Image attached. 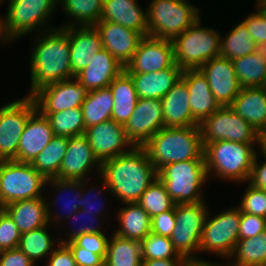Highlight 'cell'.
I'll return each mask as SVG.
<instances>
[{
	"instance_id": "cell-1",
	"label": "cell",
	"mask_w": 266,
	"mask_h": 266,
	"mask_svg": "<svg viewBox=\"0 0 266 266\" xmlns=\"http://www.w3.org/2000/svg\"><path fill=\"white\" fill-rule=\"evenodd\" d=\"M103 189L110 191L123 203L138 202L141 195L158 178V171L143 147L101 163Z\"/></svg>"
},
{
	"instance_id": "cell-2",
	"label": "cell",
	"mask_w": 266,
	"mask_h": 266,
	"mask_svg": "<svg viewBox=\"0 0 266 266\" xmlns=\"http://www.w3.org/2000/svg\"><path fill=\"white\" fill-rule=\"evenodd\" d=\"M42 31L31 53V87L28 96L43 86L75 77L70 60L69 27L59 26Z\"/></svg>"
},
{
	"instance_id": "cell-3",
	"label": "cell",
	"mask_w": 266,
	"mask_h": 266,
	"mask_svg": "<svg viewBox=\"0 0 266 266\" xmlns=\"http://www.w3.org/2000/svg\"><path fill=\"white\" fill-rule=\"evenodd\" d=\"M143 148L157 171L170 163L204 159L199 125L163 127L151 137Z\"/></svg>"
},
{
	"instance_id": "cell-4",
	"label": "cell",
	"mask_w": 266,
	"mask_h": 266,
	"mask_svg": "<svg viewBox=\"0 0 266 266\" xmlns=\"http://www.w3.org/2000/svg\"><path fill=\"white\" fill-rule=\"evenodd\" d=\"M207 175L214 172L221 180H249L256 151L253 144L219 140L204 146Z\"/></svg>"
},
{
	"instance_id": "cell-5",
	"label": "cell",
	"mask_w": 266,
	"mask_h": 266,
	"mask_svg": "<svg viewBox=\"0 0 266 266\" xmlns=\"http://www.w3.org/2000/svg\"><path fill=\"white\" fill-rule=\"evenodd\" d=\"M158 178L175 204L205 201L201 189L209 178L205 159L167 164L158 171Z\"/></svg>"
},
{
	"instance_id": "cell-6",
	"label": "cell",
	"mask_w": 266,
	"mask_h": 266,
	"mask_svg": "<svg viewBox=\"0 0 266 266\" xmlns=\"http://www.w3.org/2000/svg\"><path fill=\"white\" fill-rule=\"evenodd\" d=\"M200 18L173 39L174 62L182 69H199L212 58L220 56L221 35L213 28H204Z\"/></svg>"
},
{
	"instance_id": "cell-7",
	"label": "cell",
	"mask_w": 266,
	"mask_h": 266,
	"mask_svg": "<svg viewBox=\"0 0 266 266\" xmlns=\"http://www.w3.org/2000/svg\"><path fill=\"white\" fill-rule=\"evenodd\" d=\"M148 36L172 41L200 17L185 0H151L147 8Z\"/></svg>"
},
{
	"instance_id": "cell-8",
	"label": "cell",
	"mask_w": 266,
	"mask_h": 266,
	"mask_svg": "<svg viewBox=\"0 0 266 266\" xmlns=\"http://www.w3.org/2000/svg\"><path fill=\"white\" fill-rule=\"evenodd\" d=\"M47 179L31 163L0 161V207L19 200L43 197Z\"/></svg>"
},
{
	"instance_id": "cell-9",
	"label": "cell",
	"mask_w": 266,
	"mask_h": 266,
	"mask_svg": "<svg viewBox=\"0 0 266 266\" xmlns=\"http://www.w3.org/2000/svg\"><path fill=\"white\" fill-rule=\"evenodd\" d=\"M59 0H9L7 15L1 19L4 41L9 42L40 29L51 17ZM48 18V19H47Z\"/></svg>"
},
{
	"instance_id": "cell-10",
	"label": "cell",
	"mask_w": 266,
	"mask_h": 266,
	"mask_svg": "<svg viewBox=\"0 0 266 266\" xmlns=\"http://www.w3.org/2000/svg\"><path fill=\"white\" fill-rule=\"evenodd\" d=\"M209 213L205 201L175 205V227L171 242L178 254L186 260H200L193 255L199 252V243Z\"/></svg>"
},
{
	"instance_id": "cell-11",
	"label": "cell",
	"mask_w": 266,
	"mask_h": 266,
	"mask_svg": "<svg viewBox=\"0 0 266 266\" xmlns=\"http://www.w3.org/2000/svg\"><path fill=\"white\" fill-rule=\"evenodd\" d=\"M232 208L226 209L214 217L207 214L199 243V252L217 253L226 257L225 259H231L239 240L241 220L240 208Z\"/></svg>"
},
{
	"instance_id": "cell-12",
	"label": "cell",
	"mask_w": 266,
	"mask_h": 266,
	"mask_svg": "<svg viewBox=\"0 0 266 266\" xmlns=\"http://www.w3.org/2000/svg\"><path fill=\"white\" fill-rule=\"evenodd\" d=\"M199 127L203 147L219 140L256 144L258 131L230 106L220 107L207 117Z\"/></svg>"
},
{
	"instance_id": "cell-13",
	"label": "cell",
	"mask_w": 266,
	"mask_h": 266,
	"mask_svg": "<svg viewBox=\"0 0 266 266\" xmlns=\"http://www.w3.org/2000/svg\"><path fill=\"white\" fill-rule=\"evenodd\" d=\"M36 110V102L28 95L0 108V161L16 158L21 134Z\"/></svg>"
},
{
	"instance_id": "cell-14",
	"label": "cell",
	"mask_w": 266,
	"mask_h": 266,
	"mask_svg": "<svg viewBox=\"0 0 266 266\" xmlns=\"http://www.w3.org/2000/svg\"><path fill=\"white\" fill-rule=\"evenodd\" d=\"M88 92L74 77L43 86L32 97L41 113H55L82 107Z\"/></svg>"
},
{
	"instance_id": "cell-15",
	"label": "cell",
	"mask_w": 266,
	"mask_h": 266,
	"mask_svg": "<svg viewBox=\"0 0 266 266\" xmlns=\"http://www.w3.org/2000/svg\"><path fill=\"white\" fill-rule=\"evenodd\" d=\"M163 127L162 100L148 98L138 99L124 126L127 138L134 147H143Z\"/></svg>"
},
{
	"instance_id": "cell-16",
	"label": "cell",
	"mask_w": 266,
	"mask_h": 266,
	"mask_svg": "<svg viewBox=\"0 0 266 266\" xmlns=\"http://www.w3.org/2000/svg\"><path fill=\"white\" fill-rule=\"evenodd\" d=\"M174 63L172 42L147 35L124 70L128 74L150 73L164 70Z\"/></svg>"
},
{
	"instance_id": "cell-17",
	"label": "cell",
	"mask_w": 266,
	"mask_h": 266,
	"mask_svg": "<svg viewBox=\"0 0 266 266\" xmlns=\"http://www.w3.org/2000/svg\"><path fill=\"white\" fill-rule=\"evenodd\" d=\"M85 135L100 163L127 153L134 147L127 138L124 125L112 119L88 127Z\"/></svg>"
},
{
	"instance_id": "cell-18",
	"label": "cell",
	"mask_w": 266,
	"mask_h": 266,
	"mask_svg": "<svg viewBox=\"0 0 266 266\" xmlns=\"http://www.w3.org/2000/svg\"><path fill=\"white\" fill-rule=\"evenodd\" d=\"M93 166L98 169L100 175L101 163L94 155L87 136H73L68 138L66 153L55 178L83 181Z\"/></svg>"
},
{
	"instance_id": "cell-19",
	"label": "cell",
	"mask_w": 266,
	"mask_h": 266,
	"mask_svg": "<svg viewBox=\"0 0 266 266\" xmlns=\"http://www.w3.org/2000/svg\"><path fill=\"white\" fill-rule=\"evenodd\" d=\"M208 80L209 87L221 107L230 106L242 89L232 60L212 58L199 68Z\"/></svg>"
},
{
	"instance_id": "cell-20",
	"label": "cell",
	"mask_w": 266,
	"mask_h": 266,
	"mask_svg": "<svg viewBox=\"0 0 266 266\" xmlns=\"http://www.w3.org/2000/svg\"><path fill=\"white\" fill-rule=\"evenodd\" d=\"M94 27L101 35L103 48L124 67L131 61L144 37L137 31L109 21H99Z\"/></svg>"
},
{
	"instance_id": "cell-21",
	"label": "cell",
	"mask_w": 266,
	"mask_h": 266,
	"mask_svg": "<svg viewBox=\"0 0 266 266\" xmlns=\"http://www.w3.org/2000/svg\"><path fill=\"white\" fill-rule=\"evenodd\" d=\"M47 197H38L28 200H19L3 207L21 233L48 226L50 222L61 220L58 214H52L51 207L46 201ZM54 215V216H53ZM56 215V216H55Z\"/></svg>"
},
{
	"instance_id": "cell-22",
	"label": "cell",
	"mask_w": 266,
	"mask_h": 266,
	"mask_svg": "<svg viewBox=\"0 0 266 266\" xmlns=\"http://www.w3.org/2000/svg\"><path fill=\"white\" fill-rule=\"evenodd\" d=\"M54 133L46 116L38 109L29 117L21 134L17 156L14 161L32 163L49 144Z\"/></svg>"
},
{
	"instance_id": "cell-23",
	"label": "cell",
	"mask_w": 266,
	"mask_h": 266,
	"mask_svg": "<svg viewBox=\"0 0 266 266\" xmlns=\"http://www.w3.org/2000/svg\"><path fill=\"white\" fill-rule=\"evenodd\" d=\"M181 79L189 92V104L193 120L200 125L221 106L213 95L206 76L200 69L183 70Z\"/></svg>"
},
{
	"instance_id": "cell-24",
	"label": "cell",
	"mask_w": 266,
	"mask_h": 266,
	"mask_svg": "<svg viewBox=\"0 0 266 266\" xmlns=\"http://www.w3.org/2000/svg\"><path fill=\"white\" fill-rule=\"evenodd\" d=\"M92 56L89 65L78 72L75 78L88 91L109 87L125 67L104 48Z\"/></svg>"
},
{
	"instance_id": "cell-25",
	"label": "cell",
	"mask_w": 266,
	"mask_h": 266,
	"mask_svg": "<svg viewBox=\"0 0 266 266\" xmlns=\"http://www.w3.org/2000/svg\"><path fill=\"white\" fill-rule=\"evenodd\" d=\"M100 21L120 24L143 36L148 35L147 11L141 9L137 0H103Z\"/></svg>"
},
{
	"instance_id": "cell-26",
	"label": "cell",
	"mask_w": 266,
	"mask_h": 266,
	"mask_svg": "<svg viewBox=\"0 0 266 266\" xmlns=\"http://www.w3.org/2000/svg\"><path fill=\"white\" fill-rule=\"evenodd\" d=\"M69 41L74 75L89 65L93 54L103 49L101 35L94 26L69 27Z\"/></svg>"
},
{
	"instance_id": "cell-27",
	"label": "cell",
	"mask_w": 266,
	"mask_h": 266,
	"mask_svg": "<svg viewBox=\"0 0 266 266\" xmlns=\"http://www.w3.org/2000/svg\"><path fill=\"white\" fill-rule=\"evenodd\" d=\"M183 70L174 63L164 70L129 74L139 99H162L181 80Z\"/></svg>"
},
{
	"instance_id": "cell-28",
	"label": "cell",
	"mask_w": 266,
	"mask_h": 266,
	"mask_svg": "<svg viewBox=\"0 0 266 266\" xmlns=\"http://www.w3.org/2000/svg\"><path fill=\"white\" fill-rule=\"evenodd\" d=\"M230 108L255 130H266V87L242 88Z\"/></svg>"
},
{
	"instance_id": "cell-29",
	"label": "cell",
	"mask_w": 266,
	"mask_h": 266,
	"mask_svg": "<svg viewBox=\"0 0 266 266\" xmlns=\"http://www.w3.org/2000/svg\"><path fill=\"white\" fill-rule=\"evenodd\" d=\"M189 92L181 79L161 99L164 127H189L198 125L192 118Z\"/></svg>"
},
{
	"instance_id": "cell-30",
	"label": "cell",
	"mask_w": 266,
	"mask_h": 266,
	"mask_svg": "<svg viewBox=\"0 0 266 266\" xmlns=\"http://www.w3.org/2000/svg\"><path fill=\"white\" fill-rule=\"evenodd\" d=\"M114 105L112 120L124 125L128 122L138 102V95L131 76L123 70L109 85Z\"/></svg>"
},
{
	"instance_id": "cell-31",
	"label": "cell",
	"mask_w": 266,
	"mask_h": 266,
	"mask_svg": "<svg viewBox=\"0 0 266 266\" xmlns=\"http://www.w3.org/2000/svg\"><path fill=\"white\" fill-rule=\"evenodd\" d=\"M125 205L118 211L120 227L114 234L141 242L151 233V217L137 202Z\"/></svg>"
},
{
	"instance_id": "cell-32",
	"label": "cell",
	"mask_w": 266,
	"mask_h": 266,
	"mask_svg": "<svg viewBox=\"0 0 266 266\" xmlns=\"http://www.w3.org/2000/svg\"><path fill=\"white\" fill-rule=\"evenodd\" d=\"M114 99L109 87L89 91L82 103L84 125H93L112 119Z\"/></svg>"
},
{
	"instance_id": "cell-33",
	"label": "cell",
	"mask_w": 266,
	"mask_h": 266,
	"mask_svg": "<svg viewBox=\"0 0 266 266\" xmlns=\"http://www.w3.org/2000/svg\"><path fill=\"white\" fill-rule=\"evenodd\" d=\"M104 266H142L141 242L113 234L108 241Z\"/></svg>"
},
{
	"instance_id": "cell-34",
	"label": "cell",
	"mask_w": 266,
	"mask_h": 266,
	"mask_svg": "<svg viewBox=\"0 0 266 266\" xmlns=\"http://www.w3.org/2000/svg\"><path fill=\"white\" fill-rule=\"evenodd\" d=\"M68 145V138L54 135L49 144L36 156L31 165L46 179L55 178Z\"/></svg>"
},
{
	"instance_id": "cell-35",
	"label": "cell",
	"mask_w": 266,
	"mask_h": 266,
	"mask_svg": "<svg viewBox=\"0 0 266 266\" xmlns=\"http://www.w3.org/2000/svg\"><path fill=\"white\" fill-rule=\"evenodd\" d=\"M237 79L245 87H266V60L255 52L232 60Z\"/></svg>"
},
{
	"instance_id": "cell-36",
	"label": "cell",
	"mask_w": 266,
	"mask_h": 266,
	"mask_svg": "<svg viewBox=\"0 0 266 266\" xmlns=\"http://www.w3.org/2000/svg\"><path fill=\"white\" fill-rule=\"evenodd\" d=\"M227 266H266V231L251 238L239 239Z\"/></svg>"
},
{
	"instance_id": "cell-37",
	"label": "cell",
	"mask_w": 266,
	"mask_h": 266,
	"mask_svg": "<svg viewBox=\"0 0 266 266\" xmlns=\"http://www.w3.org/2000/svg\"><path fill=\"white\" fill-rule=\"evenodd\" d=\"M64 11L70 15V22L61 27L95 26L100 21L103 0H59Z\"/></svg>"
},
{
	"instance_id": "cell-38",
	"label": "cell",
	"mask_w": 266,
	"mask_h": 266,
	"mask_svg": "<svg viewBox=\"0 0 266 266\" xmlns=\"http://www.w3.org/2000/svg\"><path fill=\"white\" fill-rule=\"evenodd\" d=\"M256 43L248 33L246 25L240 22L220 39V57L234 60L255 52Z\"/></svg>"
},
{
	"instance_id": "cell-39",
	"label": "cell",
	"mask_w": 266,
	"mask_h": 266,
	"mask_svg": "<svg viewBox=\"0 0 266 266\" xmlns=\"http://www.w3.org/2000/svg\"><path fill=\"white\" fill-rule=\"evenodd\" d=\"M47 227L48 226H43L21 233L18 248L23 251L33 263H36L38 259L40 260L50 255L56 249V246L54 247L56 240L48 233Z\"/></svg>"
},
{
	"instance_id": "cell-40",
	"label": "cell",
	"mask_w": 266,
	"mask_h": 266,
	"mask_svg": "<svg viewBox=\"0 0 266 266\" xmlns=\"http://www.w3.org/2000/svg\"><path fill=\"white\" fill-rule=\"evenodd\" d=\"M42 114L48 118L54 135L70 138L86 132L82 107Z\"/></svg>"
},
{
	"instance_id": "cell-41",
	"label": "cell",
	"mask_w": 266,
	"mask_h": 266,
	"mask_svg": "<svg viewBox=\"0 0 266 266\" xmlns=\"http://www.w3.org/2000/svg\"><path fill=\"white\" fill-rule=\"evenodd\" d=\"M137 203L151 218L157 214L173 209L176 205L159 178L147 188Z\"/></svg>"
},
{
	"instance_id": "cell-42",
	"label": "cell",
	"mask_w": 266,
	"mask_h": 266,
	"mask_svg": "<svg viewBox=\"0 0 266 266\" xmlns=\"http://www.w3.org/2000/svg\"><path fill=\"white\" fill-rule=\"evenodd\" d=\"M141 257L142 260L185 259L175 250L169 237L152 232L141 241Z\"/></svg>"
},
{
	"instance_id": "cell-43",
	"label": "cell",
	"mask_w": 266,
	"mask_h": 266,
	"mask_svg": "<svg viewBox=\"0 0 266 266\" xmlns=\"http://www.w3.org/2000/svg\"><path fill=\"white\" fill-rule=\"evenodd\" d=\"M238 207L241 212L266 218V190L248 183V188Z\"/></svg>"
},
{
	"instance_id": "cell-44",
	"label": "cell",
	"mask_w": 266,
	"mask_h": 266,
	"mask_svg": "<svg viewBox=\"0 0 266 266\" xmlns=\"http://www.w3.org/2000/svg\"><path fill=\"white\" fill-rule=\"evenodd\" d=\"M48 184L53 185L54 188L56 187V190H58L59 192L60 191L62 192V190H63V192L64 191L67 192V190H68V191L72 192L75 195V196L73 195L74 198H72L73 200L71 199L72 200V202L70 201L71 203L69 201H67L65 203L66 210L69 209L68 212H67L68 214L66 216H67V218H72V215L74 213L78 212V210H79V201H80V198H81L82 192H83V181H81V180H63V179H59V178H50V179H47V181H46V185H48ZM61 215H62V213H61Z\"/></svg>"
},
{
	"instance_id": "cell-45",
	"label": "cell",
	"mask_w": 266,
	"mask_h": 266,
	"mask_svg": "<svg viewBox=\"0 0 266 266\" xmlns=\"http://www.w3.org/2000/svg\"><path fill=\"white\" fill-rule=\"evenodd\" d=\"M21 232L9 214L0 209V250L18 248Z\"/></svg>"
},
{
	"instance_id": "cell-46",
	"label": "cell",
	"mask_w": 266,
	"mask_h": 266,
	"mask_svg": "<svg viewBox=\"0 0 266 266\" xmlns=\"http://www.w3.org/2000/svg\"><path fill=\"white\" fill-rule=\"evenodd\" d=\"M256 4V11L242 22L255 43H264L266 42V11L258 3Z\"/></svg>"
},
{
	"instance_id": "cell-47",
	"label": "cell",
	"mask_w": 266,
	"mask_h": 266,
	"mask_svg": "<svg viewBox=\"0 0 266 266\" xmlns=\"http://www.w3.org/2000/svg\"><path fill=\"white\" fill-rule=\"evenodd\" d=\"M108 241L109 238L104 233H85L79 235L73 242L79 247L100 255L105 260Z\"/></svg>"
},
{
	"instance_id": "cell-48",
	"label": "cell",
	"mask_w": 266,
	"mask_h": 266,
	"mask_svg": "<svg viewBox=\"0 0 266 266\" xmlns=\"http://www.w3.org/2000/svg\"><path fill=\"white\" fill-rule=\"evenodd\" d=\"M266 231V218L241 212L239 239L251 238Z\"/></svg>"
},
{
	"instance_id": "cell-49",
	"label": "cell",
	"mask_w": 266,
	"mask_h": 266,
	"mask_svg": "<svg viewBox=\"0 0 266 266\" xmlns=\"http://www.w3.org/2000/svg\"><path fill=\"white\" fill-rule=\"evenodd\" d=\"M175 207L151 218V232L164 237H171L175 227Z\"/></svg>"
},
{
	"instance_id": "cell-50",
	"label": "cell",
	"mask_w": 266,
	"mask_h": 266,
	"mask_svg": "<svg viewBox=\"0 0 266 266\" xmlns=\"http://www.w3.org/2000/svg\"><path fill=\"white\" fill-rule=\"evenodd\" d=\"M66 245L72 251L77 266H104V259L100 255L77 246L73 241Z\"/></svg>"
},
{
	"instance_id": "cell-51",
	"label": "cell",
	"mask_w": 266,
	"mask_h": 266,
	"mask_svg": "<svg viewBox=\"0 0 266 266\" xmlns=\"http://www.w3.org/2000/svg\"><path fill=\"white\" fill-rule=\"evenodd\" d=\"M0 266H35V263L19 248H14L1 251Z\"/></svg>"
},
{
	"instance_id": "cell-52",
	"label": "cell",
	"mask_w": 266,
	"mask_h": 266,
	"mask_svg": "<svg viewBox=\"0 0 266 266\" xmlns=\"http://www.w3.org/2000/svg\"><path fill=\"white\" fill-rule=\"evenodd\" d=\"M50 254L47 266H76V261L70 248L66 244H58Z\"/></svg>"
},
{
	"instance_id": "cell-53",
	"label": "cell",
	"mask_w": 266,
	"mask_h": 266,
	"mask_svg": "<svg viewBox=\"0 0 266 266\" xmlns=\"http://www.w3.org/2000/svg\"><path fill=\"white\" fill-rule=\"evenodd\" d=\"M77 214L80 215V216H83V217L88 214V216H89L88 219L89 218L91 219V216H92V218L95 217V216L97 217V215H93V214H90V213H86L83 210H78V212H76V213H74L72 215L74 220H75V218L77 219V217H78ZM95 222H96V220H95ZM95 222L92 223V221H91L90 222V225H88V224L85 225L84 224L83 226L77 227L75 229H73L74 227L72 226L73 227L72 228L73 230L71 229V231H68V232H70L69 237H67L68 239H63V240L61 239V241H59V244H67V243H69L71 241H74L79 235H82V234H85V233H103V231L101 229V226H99V225L98 226H95L96 225Z\"/></svg>"
},
{
	"instance_id": "cell-54",
	"label": "cell",
	"mask_w": 266,
	"mask_h": 266,
	"mask_svg": "<svg viewBox=\"0 0 266 266\" xmlns=\"http://www.w3.org/2000/svg\"><path fill=\"white\" fill-rule=\"evenodd\" d=\"M248 181L252 186L266 190V160L264 159L262 164H258L257 154Z\"/></svg>"
},
{
	"instance_id": "cell-55",
	"label": "cell",
	"mask_w": 266,
	"mask_h": 266,
	"mask_svg": "<svg viewBox=\"0 0 266 266\" xmlns=\"http://www.w3.org/2000/svg\"><path fill=\"white\" fill-rule=\"evenodd\" d=\"M87 181L88 180H83V188L85 189H83V191L84 192H82V196H81V198H80V201H79V210H83V211H85L86 213H90V214H93V215H98V216H100L101 214H102V210H101V208H100V206H99V208H98V206H97V209L93 206L94 204H92V201H93V203H95L94 202V200H92V201H90V199H89V196H87L86 194L88 193V195L89 194H91L93 191H95V189L94 188H91V189H89V191L86 193V187H84V185L86 186V184H88L87 183ZM102 189H100V191H99V193L97 192V194H95V196L96 197H99V195L101 196V194L100 193H102V191H101ZM86 197V198H85ZM93 197H94V195H93ZM95 198V197H94ZM96 201V200H95ZM98 201V200H97ZM99 202V201H98ZM101 202V201H100ZM103 204V203H102ZM99 205V204H98ZM102 206V205H101ZM92 207H94V210H93V208Z\"/></svg>"
},
{
	"instance_id": "cell-56",
	"label": "cell",
	"mask_w": 266,
	"mask_h": 266,
	"mask_svg": "<svg viewBox=\"0 0 266 266\" xmlns=\"http://www.w3.org/2000/svg\"><path fill=\"white\" fill-rule=\"evenodd\" d=\"M186 259H153L142 260V266H184Z\"/></svg>"
},
{
	"instance_id": "cell-57",
	"label": "cell",
	"mask_w": 266,
	"mask_h": 266,
	"mask_svg": "<svg viewBox=\"0 0 266 266\" xmlns=\"http://www.w3.org/2000/svg\"><path fill=\"white\" fill-rule=\"evenodd\" d=\"M256 143H257L256 145L259 144L258 146L261 149V152L266 160V130H260L257 132Z\"/></svg>"
},
{
	"instance_id": "cell-58",
	"label": "cell",
	"mask_w": 266,
	"mask_h": 266,
	"mask_svg": "<svg viewBox=\"0 0 266 266\" xmlns=\"http://www.w3.org/2000/svg\"><path fill=\"white\" fill-rule=\"evenodd\" d=\"M184 266H227V264H216V263H211L207 260H204L201 258V260H189L185 263Z\"/></svg>"
},
{
	"instance_id": "cell-59",
	"label": "cell",
	"mask_w": 266,
	"mask_h": 266,
	"mask_svg": "<svg viewBox=\"0 0 266 266\" xmlns=\"http://www.w3.org/2000/svg\"><path fill=\"white\" fill-rule=\"evenodd\" d=\"M255 53L258 54L262 59L266 60V42L256 43Z\"/></svg>"
},
{
	"instance_id": "cell-60",
	"label": "cell",
	"mask_w": 266,
	"mask_h": 266,
	"mask_svg": "<svg viewBox=\"0 0 266 266\" xmlns=\"http://www.w3.org/2000/svg\"><path fill=\"white\" fill-rule=\"evenodd\" d=\"M256 3H258L266 11V1H257Z\"/></svg>"
},
{
	"instance_id": "cell-61",
	"label": "cell",
	"mask_w": 266,
	"mask_h": 266,
	"mask_svg": "<svg viewBox=\"0 0 266 266\" xmlns=\"http://www.w3.org/2000/svg\"><path fill=\"white\" fill-rule=\"evenodd\" d=\"M1 19H2V18L0 17V38H1V40H2L4 37H3V35H2V31H1Z\"/></svg>"
}]
</instances>
